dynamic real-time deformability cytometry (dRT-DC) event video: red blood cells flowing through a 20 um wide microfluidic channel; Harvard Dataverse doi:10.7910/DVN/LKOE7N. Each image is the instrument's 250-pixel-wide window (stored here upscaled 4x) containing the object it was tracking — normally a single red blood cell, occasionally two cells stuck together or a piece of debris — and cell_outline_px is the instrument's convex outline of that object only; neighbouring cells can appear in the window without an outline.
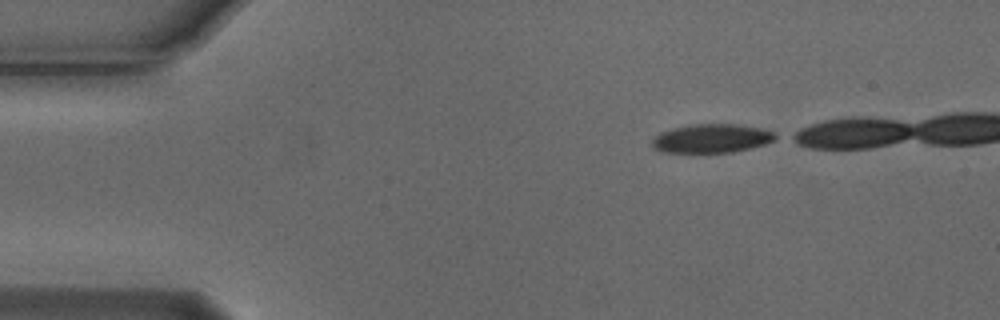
{"species": "Egyptian fruit bat (a non-hibernating species)", "species_latin": "Rousettus aegyptiacus", "temperature_condition": "cold", "stored_images_in_passage": 5, "camera_frame_rate_fps": 3000, "um_per_image_px": 0.085, "animal": {"sex": "male"}, "frame": {"image": 1, "passage_image": 1, "time_ms": 0.0, "image_size_px": [1000, 320], "cell_outline_px": [[780, 136], [764, 144], [732, 152], [660, 152], [652, 148], [652, 140], [660, 132], [692, 124], [736, 124], [760, 128], [772, 132]], "centroid_in_image_um": [60.46, 11.76], "position_along_channel_um": 24.5, "area_um2": 20.4}}